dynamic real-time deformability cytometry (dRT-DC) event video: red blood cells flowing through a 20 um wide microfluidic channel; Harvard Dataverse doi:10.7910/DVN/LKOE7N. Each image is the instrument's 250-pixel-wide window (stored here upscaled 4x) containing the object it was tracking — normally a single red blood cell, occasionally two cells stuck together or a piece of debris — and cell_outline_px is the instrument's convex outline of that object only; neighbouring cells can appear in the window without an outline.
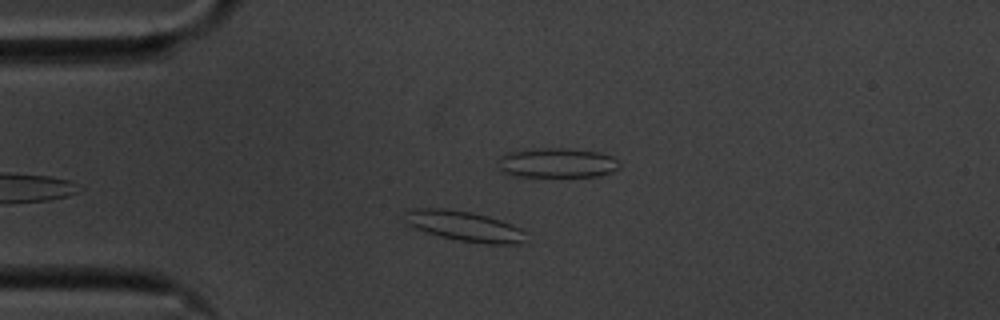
{"species": "common noctule bat (a hibernating species)", "species_latin": "Nyctalus noctula", "temperature_condition": "cold", "stored_images_in_passage": 36, "camera_frame_rate_fps": 3000, "um_per_image_px": 0.085, "animal": {"sex": "male", "body_mass_g": 20.1, "forearm_length_mm": 53.5}, "frame": {"image": 1, "passage_image": 2, "time_ms": 0.333, "image_size_px": [1000, 320], "cell_outline_px": [[524, 244], [484, 244], [460, 240], [428, 232], [404, 224], [404, 212], [412, 208], [444, 208], [472, 212], [488, 216], [512, 224], [520, 228], [524, 232]], "centroid_in_image_um": [39.45, 19.21], "position_along_channel_um": 45.5, "area_um2": 21.27}}
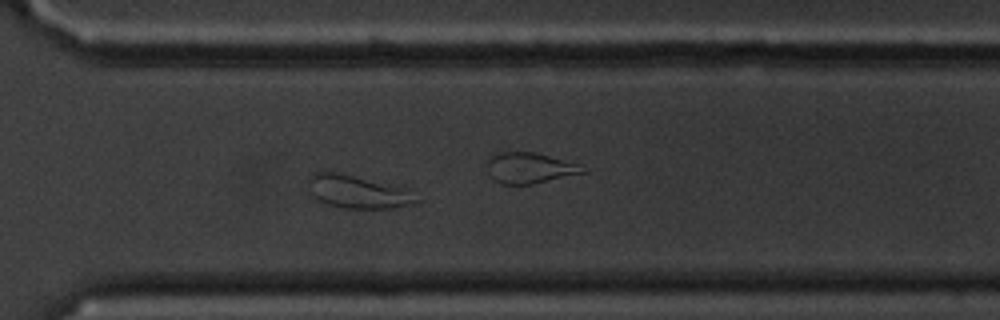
{"frame": {"image": 2, "passage_image": 29, "time_ms": 9.333, "image_size_px": [1000, 320], "cell_outline_px": [[420, 200], [412, 204], [392, 208], [344, 208], [328, 204], [316, 200], [312, 196], [308, 188], [308, 176], [312, 172], [332, 172], [352, 176], [400, 188]], "centroid_in_image_um": [30.26, 16.32], "position_along_channel_um": 340.3, "area_um2": 20.0}}
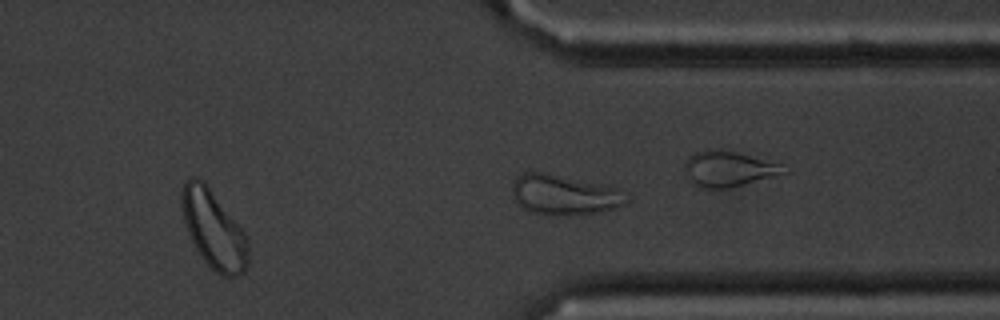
{"frame": {"image": 3, "passage_image": 31, "time_ms": 10.0, "image_size_px": [1000, 320], "cell_outline_px": [[248, 264], [244, 272], [236, 276], [220, 276], [204, 260], [196, 248], [188, 232], [184, 220], [180, 204], [180, 192], [184, 180], [192, 176], [204, 180], [244, 232], [248, 240]], "centroid_in_image_um": [18.14, 19.47], "position_along_channel_um": 393.3, "area_um2": 30.23}, "authors_computed_cell_mechanics": {"area_um2": 17.8602, "velocity_mm_per_s": 3.4747, "shape_relaxation_time_tau1_ms": null, "shape_relaxation_time_tau2_ms": 3.1937, "deformation_change_tau1": null, "deformation_change_tau2": 0.0868}}